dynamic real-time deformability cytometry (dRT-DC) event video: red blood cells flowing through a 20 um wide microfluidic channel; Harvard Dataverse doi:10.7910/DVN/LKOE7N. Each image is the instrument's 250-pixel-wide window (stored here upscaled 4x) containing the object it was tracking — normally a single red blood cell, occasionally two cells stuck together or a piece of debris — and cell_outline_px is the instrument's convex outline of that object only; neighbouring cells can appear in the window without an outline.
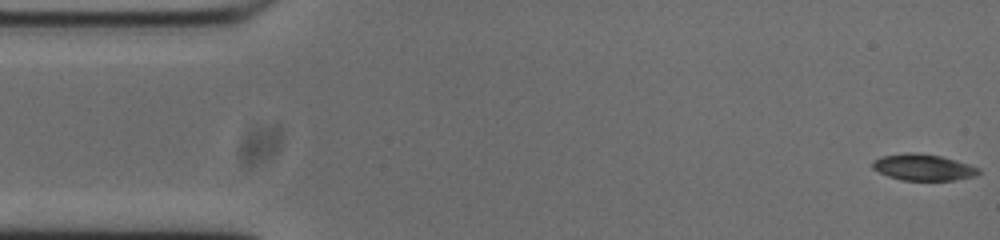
{"species": "common noctule bat (a hibernating species)", "species_latin": "Nyctalus noctula", "temperature_condition": "cold", "stored_images_in_passage": 53, "camera_frame_rate_fps": 3000, "um_per_image_px": 0.085, "animal": {"sex": "male", "body_mass_g": 20.0, "forearm_length_mm": 53.3}, "frame": {"image": 1, "passage_image": 1, "time_ms": 0.0, "image_size_px": [1000, 240], "cell_outline_px": [[980, 172], [976, 176], [952, 180], [900, 180], [888, 176], [872, 168], [872, 160], [880, 156], [904, 152], [916, 152], [940, 156], [956, 160], [980, 168]], "centroid_in_image_um": [78.44, 14.21], "position_along_channel_um": 6.6, "area_um2": 16.42}}
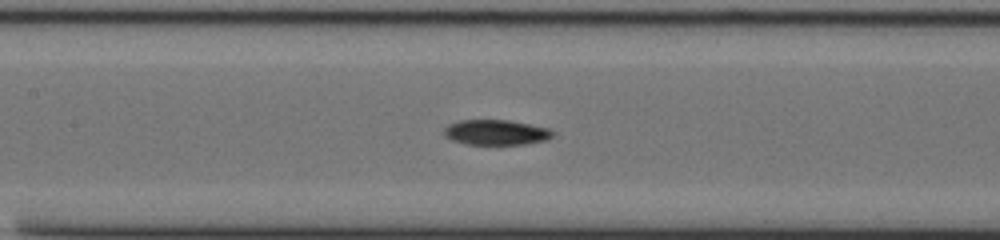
{"frame": {"image": 2, "passage_image": 23, "time_ms": 7.333, "image_size_px": [1000, 240], "cell_outline_px": [[556, 132], [552, 136], [544, 140], [524, 144], [468, 144], [452, 140], [444, 136], [444, 128], [448, 124], [460, 120], [508, 120], [548, 128]], "centroid_in_image_um": [42.14, 11.24], "position_along_channel_um": 165.3, "area_um2": 15.84}}
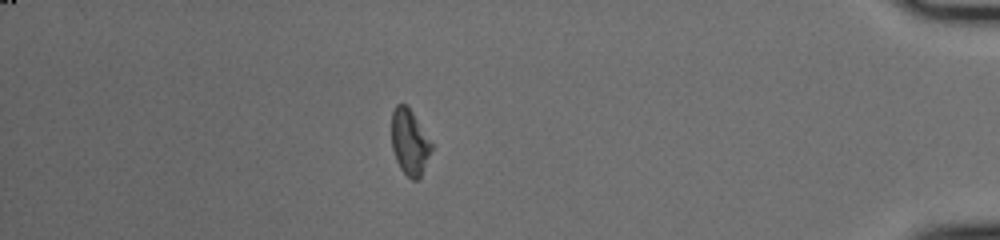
{"frame": {"image": 3, "passage_image": 46, "time_ms": 15.0, "image_size_px": [1000, 240], "cell_outline_px": [[432, 148], [420, 176], [416, 180], [412, 180], [400, 168], [396, 160], [392, 148], [392, 112], [396, 104], [408, 104], [432, 144]], "centroid_in_image_um": [34.8, 12.04], "position_along_channel_um": 400.4, "area_um2": 15.03}, "authors_computed_cell_mechanics": {"area_um2": 16.0684, "velocity_mm_per_s": 3.7513, "shape_relaxation_time_tau1_ms": 5.8319, "shape_relaxation_time_tau2_ms": null, "deformation_change_tau1": 0.142, "deformation_change_tau2": null}}